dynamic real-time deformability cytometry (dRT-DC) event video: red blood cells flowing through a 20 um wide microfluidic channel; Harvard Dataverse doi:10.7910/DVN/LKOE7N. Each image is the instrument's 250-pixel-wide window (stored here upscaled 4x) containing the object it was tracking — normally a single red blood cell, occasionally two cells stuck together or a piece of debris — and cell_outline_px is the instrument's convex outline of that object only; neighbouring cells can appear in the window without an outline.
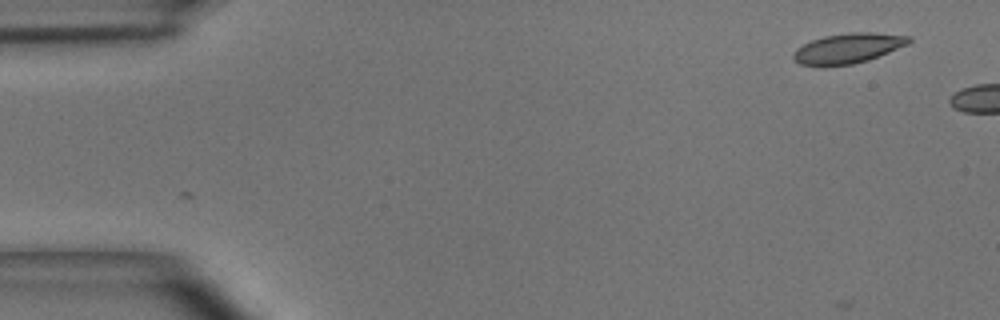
{"species": "common noctule bat (a hibernating species)", "species_latin": "Nyctalus noctula", "temperature_condition": "room temperature", "stored_images_in_passage": 4, "camera_frame_rate_fps": 3000, "um_per_image_px": 0.085, "animal": {"sex": "male", "body_mass_g": 15.6}, "frame": {"image": 1, "passage_image": 1, "time_ms": 0.0, "image_size_px": [1000, 320], "cell_outline_px": [[912, 40], [908, 44], [868, 60], [852, 64], [824, 68], [820, 68], [800, 64], [792, 56], [796, 48], [812, 40], [824, 36], [852, 32], [872, 32], [912, 36]], "centroid_in_image_um": [72.05, 4.13], "position_along_channel_um": 12.9, "area_um2": 20.52}}